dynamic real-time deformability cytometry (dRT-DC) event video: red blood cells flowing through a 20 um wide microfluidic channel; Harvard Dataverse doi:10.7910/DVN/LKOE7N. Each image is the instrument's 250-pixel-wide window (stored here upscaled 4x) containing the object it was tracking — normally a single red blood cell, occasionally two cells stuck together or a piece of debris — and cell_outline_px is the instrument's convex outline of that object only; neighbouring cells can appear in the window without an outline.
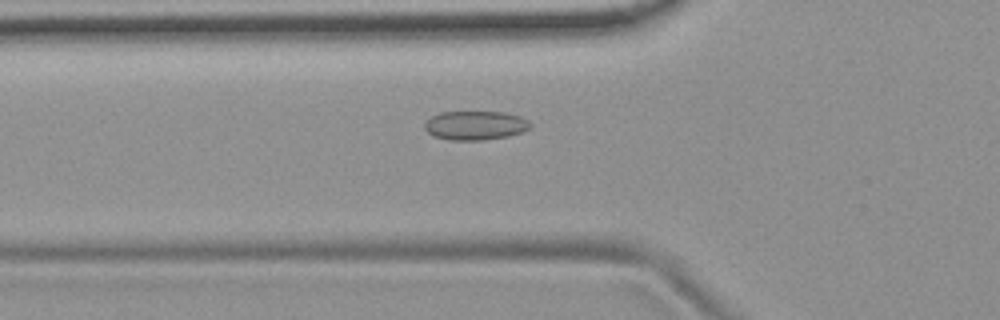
{"species": "common noctule bat (a hibernating species)", "species_latin": "Nyctalus noctula", "temperature_condition": "room temperature", "stored_images_in_passage": 53, "camera_frame_rate_fps": 3000, "um_per_image_px": 0.085, "animal": {"sex": "female", "body_mass_g": 19.9}, "frame": {"image": 1, "passage_image": 19, "time_ms": 6.0, "image_size_px": [1000, 320], "cell_outline_px": [[532, 124], [524, 132], [508, 136], [484, 140], [448, 140], [432, 136], [424, 128], [424, 120], [440, 112], [504, 112], [520, 116], [528, 120]], "centroid_in_image_um": [40.38, 10.66], "position_along_channel_um": 85.4, "area_um2": 18.09}}
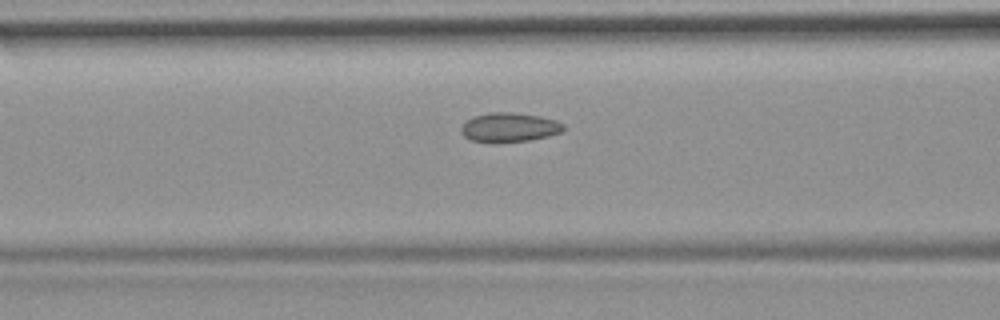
{"frame": {"image": 2, "passage_image": 22, "time_ms": 7.0, "image_size_px": [1000, 320], "cell_outline_px": [[564, 128], [560, 132], [548, 136], [528, 140], [472, 140], [464, 136], [460, 132], [460, 128], [472, 116], [488, 112], [512, 112], [540, 116], [556, 120], [564, 124]], "centroid_in_image_um": [43.3, 10.77], "position_along_channel_um": 123.3, "area_um2": 16.88}}
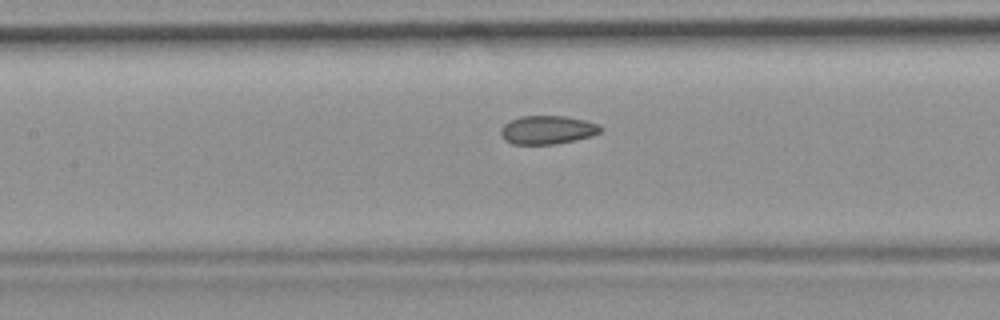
{"frame": {"image": 3, "passage_image": 25, "time_ms": 8.0, "image_size_px": [1000, 320], "cell_outline_px": [[604, 128], [600, 132], [592, 136], [576, 140], [556, 144], [512, 144], [504, 140], [500, 132], [500, 128], [504, 124], [520, 116], [564, 116], [584, 120], [600, 124]], "centroid_in_image_um": [46.55, 11.04], "position_along_channel_um": 160.9, "area_um2": 16.7}}